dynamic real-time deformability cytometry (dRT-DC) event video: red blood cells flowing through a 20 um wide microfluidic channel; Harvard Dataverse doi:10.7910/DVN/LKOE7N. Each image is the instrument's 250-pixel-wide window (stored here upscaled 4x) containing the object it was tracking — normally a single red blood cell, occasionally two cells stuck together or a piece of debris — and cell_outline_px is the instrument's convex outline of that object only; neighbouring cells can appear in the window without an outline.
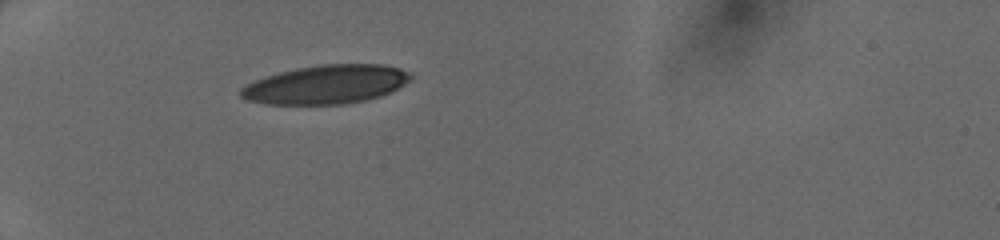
{"species": "human", "species_latin": "Homo sapiens", "temperature_condition": "cold", "stored_images_in_passage": 33, "camera_frame_rate_fps": 3000, "um_per_image_px": 0.085, "donor": {"sex": "female"}, "frame": {"image": 1, "passage_image": 1, "time_ms": 0.0, "image_size_px": [1000, 240], "cell_outline_px": [[412, 80], [392, 92], [380, 96], [364, 100], [344, 104], [264, 104], [248, 100], [240, 96], [240, 88], [256, 80], [280, 72], [296, 68], [320, 64], [384, 64], [400, 68], [408, 72], [412, 76]], "centroid_in_image_um": [27.76, 7.18], "position_along_channel_um": 57.2, "area_um2": 38.38}}
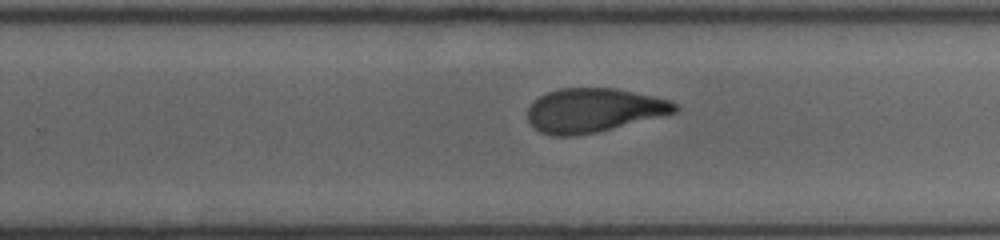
{"frame": {"image": 2, "passage_image": 18, "time_ms": 5.667, "image_size_px": [1000, 240], "cell_outline_px": [[680, 108], [676, 112], [596, 132], [572, 136], [552, 136], [540, 132], [528, 120], [528, 108], [540, 96], [548, 92], [560, 88], [616, 88], [672, 100], [680, 104]], "centroid_in_image_um": [50.49, 9.36], "position_along_channel_um": 279.3, "area_um2": 37.51}}
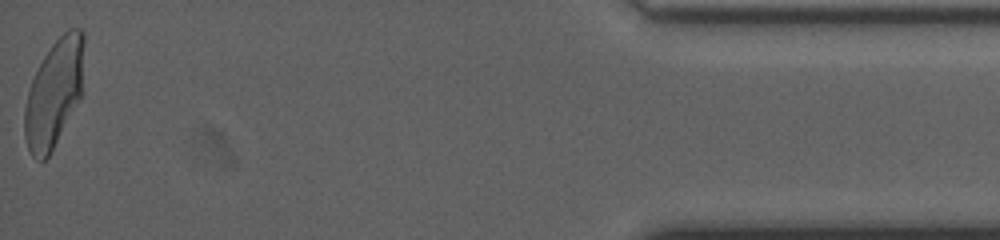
{"frame": {"image": 3, "passage_image": 33, "time_ms": 10.667, "image_size_px": [1000, 240], "cell_outline_px": [[84, 40], [80, 96], [48, 156], [44, 160], [36, 160], [32, 156], [28, 148], [24, 136], [24, 108], [28, 92], [32, 80], [44, 56], [52, 44], [68, 28], [80, 28], [84, 32]], "centroid_in_image_um": [4.57, 7.9], "position_along_channel_um": 430.6, "area_um2": 36.36}}